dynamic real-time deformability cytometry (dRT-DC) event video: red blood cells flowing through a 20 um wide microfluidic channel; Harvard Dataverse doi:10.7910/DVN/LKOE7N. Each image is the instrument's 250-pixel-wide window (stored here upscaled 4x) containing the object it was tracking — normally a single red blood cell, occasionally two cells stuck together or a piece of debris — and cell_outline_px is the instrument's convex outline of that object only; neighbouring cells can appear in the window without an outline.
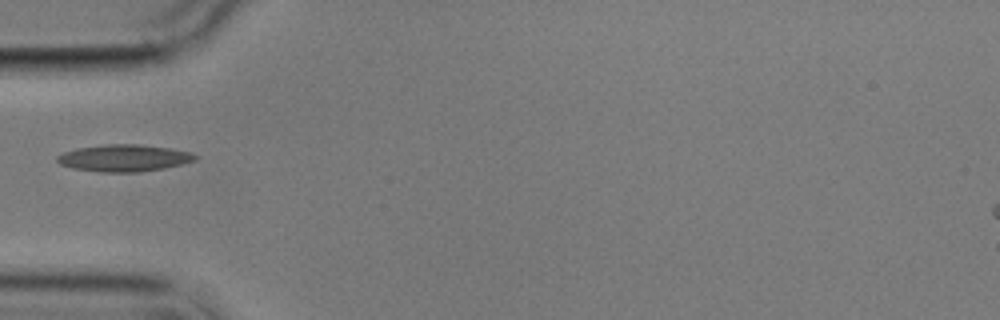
{"species": "common noctule bat (a hibernating species)", "species_latin": "Nyctalus noctula", "temperature_condition": "cold", "stored_images_in_passage": 11, "camera_frame_rate_fps": 3000, "um_per_image_px": 0.085, "animal": {"sex": "male", "body_mass_g": 17.9}, "frame": {"image": 1, "passage_image": 1, "time_ms": 0.0, "image_size_px": [1000, 320], "cell_outline_px": [[196, 160], [164, 168], [140, 172], [100, 172], [72, 168], [60, 164], [56, 160], [56, 156], [64, 152], [76, 148], [104, 144], [136, 144], [168, 148], [192, 152], [196, 156]], "centroid_in_image_um": [10.5, 13.43], "position_along_channel_um": 74.5, "area_um2": 21.62}}
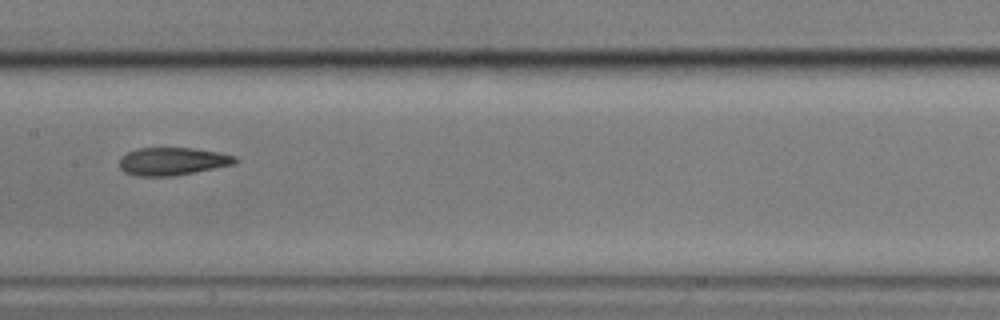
{"frame": {"image": 2, "passage_image": 4, "time_ms": 3.333, "image_size_px": [1000, 320], "cell_outline_px": [[240, 160], [236, 164], [176, 176], [136, 176], [124, 172], [120, 168], [120, 156], [136, 148], [192, 148], [220, 152], [236, 156]], "centroid_in_image_um": [14.69, 13.71], "position_along_channel_um": 192.7, "area_um2": 19.07}}
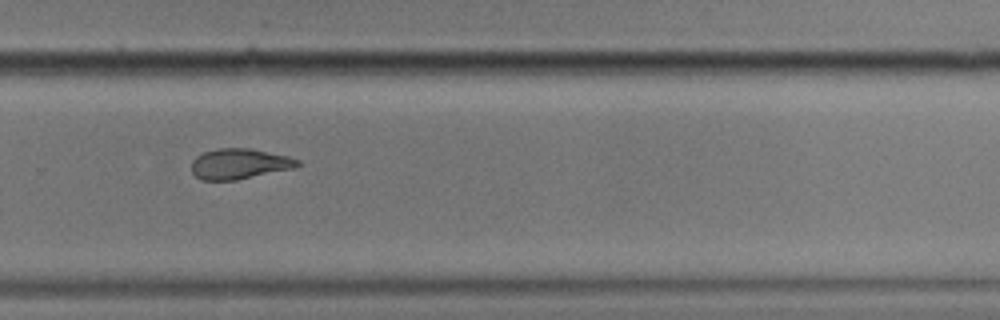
{"frame": {"image": 3, "passage_image": 7, "time_ms": 6.667, "image_size_px": [1000, 320], "cell_outline_px": [[300, 164], [292, 168], [236, 180], [200, 180], [192, 172], [192, 160], [196, 156], [204, 152], [216, 148], [248, 148], [288, 156], [300, 160]], "centroid_in_image_um": [20.31, 13.92], "position_along_channel_um": 309.5, "area_um2": 18.67}}